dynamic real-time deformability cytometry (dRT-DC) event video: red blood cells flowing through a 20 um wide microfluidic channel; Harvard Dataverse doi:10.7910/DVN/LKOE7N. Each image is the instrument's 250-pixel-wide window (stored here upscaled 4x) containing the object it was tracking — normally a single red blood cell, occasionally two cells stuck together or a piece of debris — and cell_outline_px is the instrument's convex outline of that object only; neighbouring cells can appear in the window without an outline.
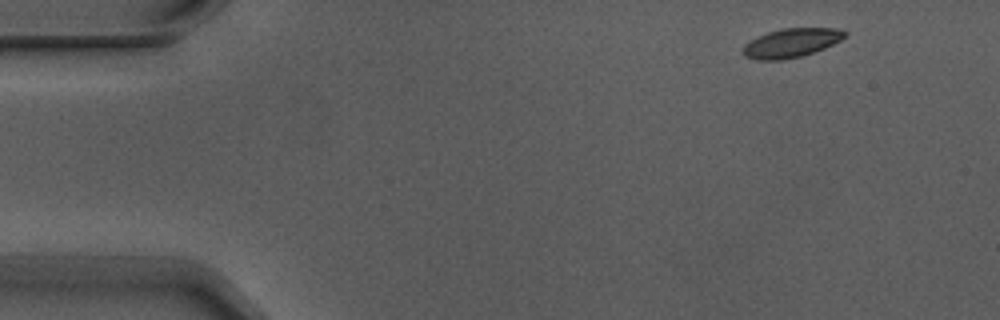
{"species": "Egyptian fruit bat (a non-hibernating species)", "species_latin": "Rousettus aegyptiacus", "temperature_condition": "warm", "stored_images_in_passage": 4, "camera_frame_rate_fps": 3000, "um_per_image_px": 0.085, "animal": {"sex": "male"}, "frame": {"image": 1, "passage_image": 1, "time_ms": 0.0, "image_size_px": [1000, 320], "cell_outline_px": [[848, 36], [824, 48], [800, 56], [784, 60], [756, 60], [744, 56], [740, 52], [740, 48], [744, 44], [756, 36], [780, 28], [840, 28], [848, 32]], "centroid_in_image_um": [67.21, 3.64], "position_along_channel_um": 17.8, "area_um2": 17.51}}
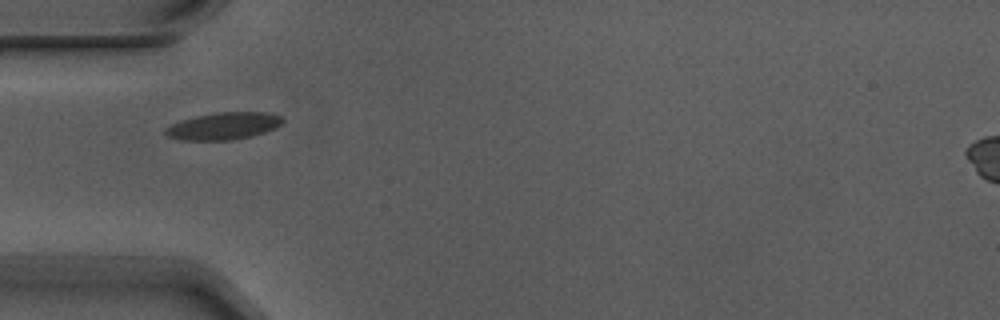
{"frame": {"image": 2, "passage_image": 4, "time_ms": 1.0, "image_size_px": [1000, 320], "cell_outline_px": [[284, 120], [276, 128], [252, 136], [232, 140], [180, 140], [168, 136], [164, 132], [164, 128], [180, 120], [196, 116], [216, 112], [268, 112], [284, 116]], "centroid_in_image_um": [19.02, 10.7], "position_along_channel_um": 66.0, "area_um2": 18.73}}